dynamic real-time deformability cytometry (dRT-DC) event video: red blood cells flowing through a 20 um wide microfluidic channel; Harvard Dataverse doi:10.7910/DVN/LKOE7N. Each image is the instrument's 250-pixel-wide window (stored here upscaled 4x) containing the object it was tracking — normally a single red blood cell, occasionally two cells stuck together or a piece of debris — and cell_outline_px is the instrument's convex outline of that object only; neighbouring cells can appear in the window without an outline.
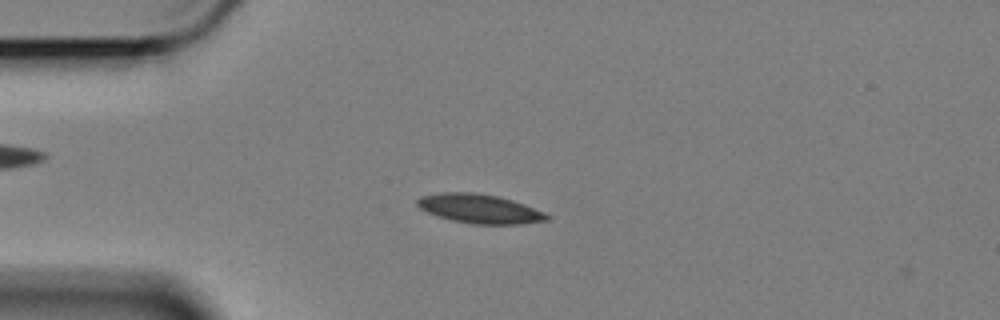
{"species": "Egyptian fruit bat (a non-hibernating species)", "species_latin": "Rousettus aegyptiacus", "temperature_condition": "cold", "stored_images_in_passage": 46, "camera_frame_rate_fps": 3000, "um_per_image_px": 0.085, "animal": {"sex": "female"}, "frame": {"image": 1, "passage_image": 2, "time_ms": 0.333, "image_size_px": [1000, 320], "cell_outline_px": [[552, 220], [520, 224], [472, 224], [452, 220], [436, 216], [420, 208], [416, 204], [416, 200], [420, 196], [440, 192], [472, 192], [496, 196], [512, 200], [524, 204], [544, 212], [552, 216]], "centroid_in_image_um": [40.78, 17.75], "position_along_channel_um": 44.2, "area_um2": 22.14}}
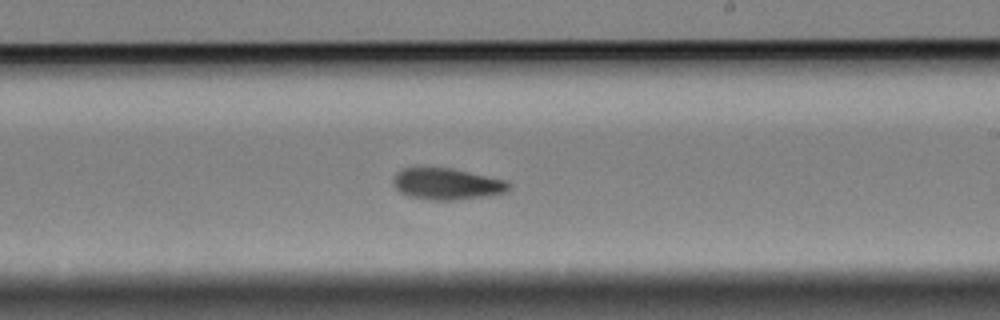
{"frame": {"image": 2, "passage_image": 22, "time_ms": 7.0, "image_size_px": [1000, 320], "cell_outline_px": [[512, 184], [504, 192], [492, 196], [456, 200], [428, 200], [408, 196], [400, 192], [392, 184], [392, 180], [396, 172], [400, 168], [452, 168], [508, 180]], "centroid_in_image_um": [37.99, 15.64], "position_along_channel_um": 251.0, "area_um2": 21.56}}
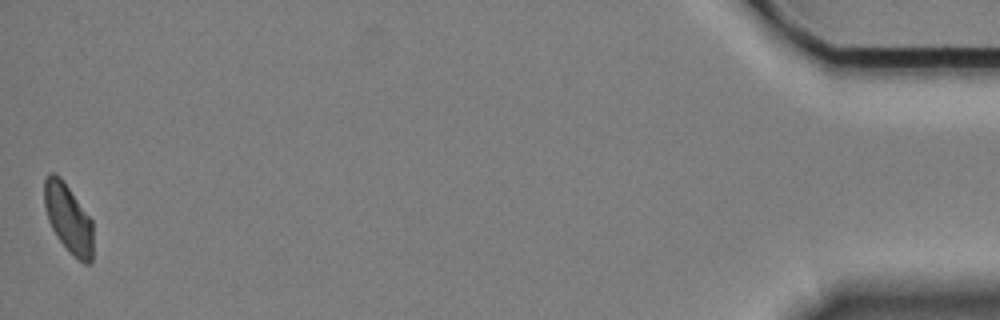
{"frame": {"image": 3, "passage_image": 46, "time_ms": 15.0, "image_size_px": [1000, 320], "cell_outline_px": [[92, 264], [84, 264], [60, 240], [52, 228], [48, 220], [44, 204], [44, 180], [52, 172], [56, 172], [60, 176], [92, 220]], "centroid_in_image_um": [5.8, 18.53], "position_along_channel_um": 429.4, "area_um2": 19.13}, "authors_computed_cell_mechanics": {"area_um2": 21.0392, "velocity_mm_per_s": 3.3755, "shape_relaxation_time_tau1_ms": 6.5736, "shape_relaxation_time_tau2_ms": 8.1694, "deformation_change_tau1": 0.1385, "deformation_change_tau2": 0.1016}}